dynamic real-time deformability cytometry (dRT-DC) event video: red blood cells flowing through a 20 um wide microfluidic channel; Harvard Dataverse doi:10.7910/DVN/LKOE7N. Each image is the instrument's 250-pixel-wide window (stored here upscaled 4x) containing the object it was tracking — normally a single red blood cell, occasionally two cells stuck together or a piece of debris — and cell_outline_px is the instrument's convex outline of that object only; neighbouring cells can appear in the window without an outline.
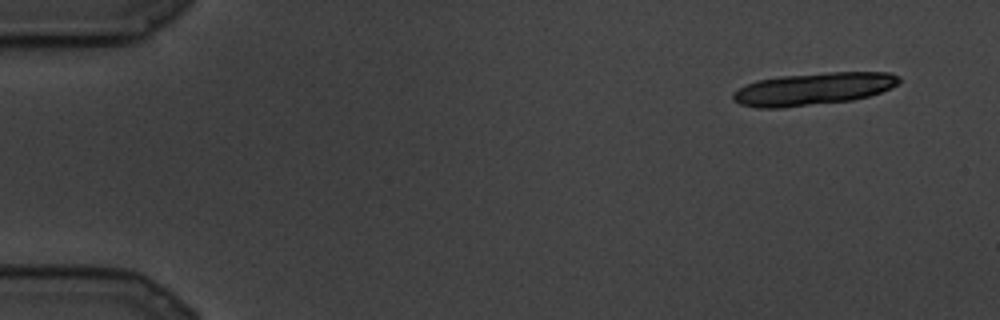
{"species": "common noctule bat (a hibernating species)", "species_latin": "Nyctalus noctula", "temperature_condition": "cold", "stored_images_in_passage": 27, "camera_frame_rate_fps": 3000, "um_per_image_px": 0.085, "animal": {"sex": "male", "body_mass_g": 19.5, "forearm_length_mm": 54.6}, "frame": {"image": 1, "passage_image": 1, "time_ms": 0.0, "image_size_px": [1000, 320], "cell_outline_px": [[900, 84], [892, 88], [868, 96], [852, 100], [780, 108], [756, 108], [740, 104], [732, 100], [732, 92], [756, 80], [780, 76], [828, 72], [892, 72], [900, 76]], "centroid_in_image_um": [69.15, 7.55], "position_along_channel_um": 15.9, "area_um2": 31.56}}